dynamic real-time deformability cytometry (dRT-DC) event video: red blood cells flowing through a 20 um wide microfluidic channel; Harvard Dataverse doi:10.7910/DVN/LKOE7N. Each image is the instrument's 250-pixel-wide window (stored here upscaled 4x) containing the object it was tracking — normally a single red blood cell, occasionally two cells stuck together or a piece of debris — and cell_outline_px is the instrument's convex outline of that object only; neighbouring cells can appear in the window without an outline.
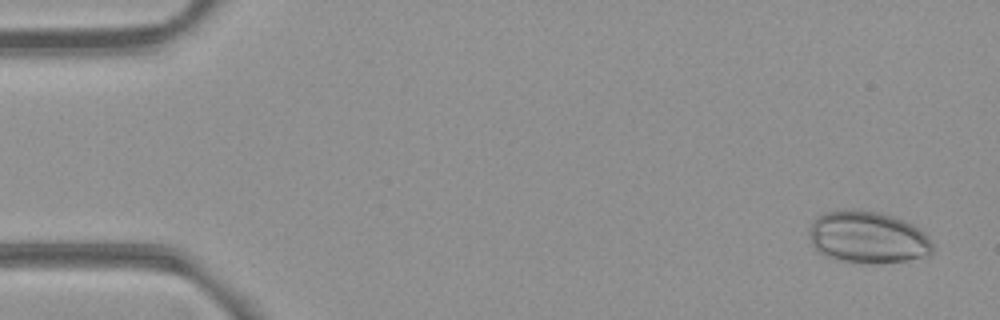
{"species": "common noctule bat (a hibernating species)", "species_latin": "Nyctalus noctula", "temperature_condition": "room temperature", "stored_images_in_passage": 54, "camera_frame_rate_fps": 3000, "um_per_image_px": 0.085, "animal": {"sex": "female", "body_mass_g": 21.9}, "frame": {"image": 1, "passage_image": 3, "time_ms": 0.667, "image_size_px": [1000, 320], "cell_outline_px": [[932, 252], [928, 256], [904, 260], [844, 260], [824, 256], [812, 244], [812, 224], [816, 216], [824, 212], [876, 212], [912, 224], [924, 232], [928, 236], [932, 244]], "centroid_in_image_um": [73.79, 20.16], "position_along_channel_um": 11.2, "area_um2": 35.2}}
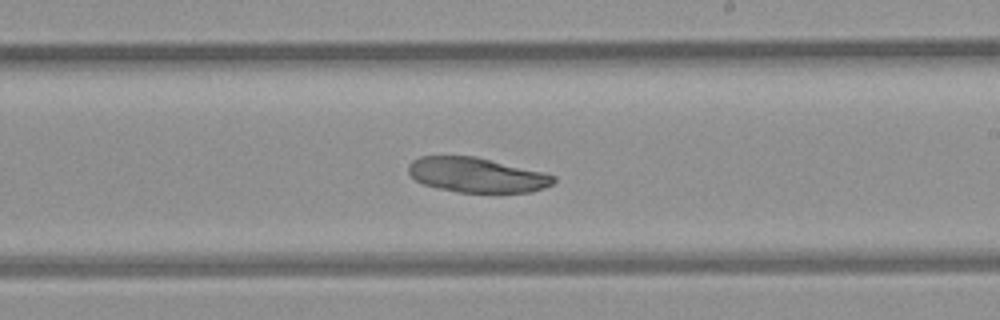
{"frame": {"image": 2, "passage_image": 32, "time_ms": 10.333, "image_size_px": [1000, 320], "cell_outline_px": [[556, 180], [552, 184], [544, 188], [532, 192], [456, 192], [424, 184], [416, 180], [408, 172], [408, 164], [412, 160], [420, 156], [476, 156], [544, 172], [556, 176]], "centroid_in_image_um": [40.54, 14.86], "position_along_channel_um": 248.5, "area_um2": 29.48}}
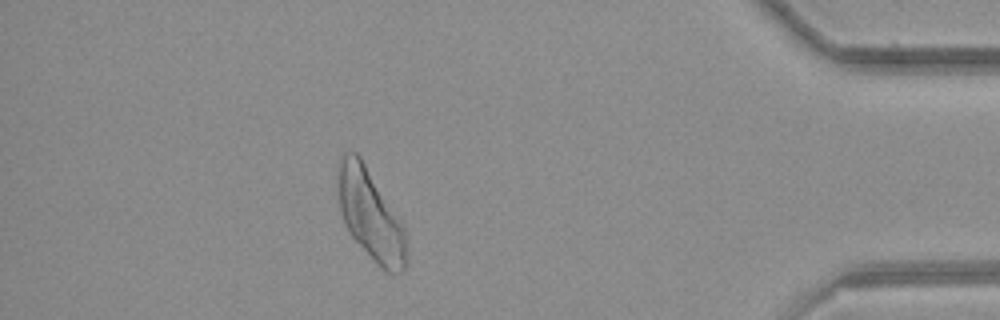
{"frame": {"image": 3, "passage_image": 48, "time_ms": 15.667, "image_size_px": [1000, 320], "cell_outline_px": [[408, 260], [404, 268], [400, 272], [388, 272], [352, 236], [344, 224], [340, 212], [336, 176], [344, 152], [356, 152], [360, 156], [400, 220], [404, 228]], "centroid_in_image_um": [31.47, 18.21], "position_along_channel_um": 403.7, "area_um2": 35.32}}